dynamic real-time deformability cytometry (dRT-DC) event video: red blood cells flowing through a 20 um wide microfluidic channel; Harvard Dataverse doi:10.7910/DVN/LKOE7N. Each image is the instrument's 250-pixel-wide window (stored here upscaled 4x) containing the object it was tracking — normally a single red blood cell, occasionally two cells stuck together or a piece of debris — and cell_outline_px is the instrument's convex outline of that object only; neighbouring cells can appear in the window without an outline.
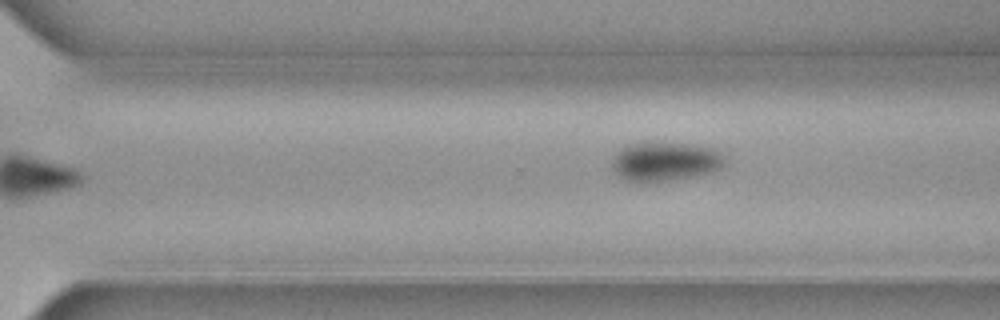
{"species": "common noctule bat (a hibernating species)", "species_latin": "Nyctalus noctula", "temperature_condition": "cold", "stored_images_in_passage": 12, "camera_frame_rate_fps": 3000, "um_per_image_px": 0.085, "animal": {"sex": "female", "body_mass_g": 19.3, "forearm_length_mm": 54.1}, "frame": {"image": 1, "passage_image": 12, "time_ms": 3.667, "image_size_px": [1000, 320], "cell_outline_px": [[724, 164], [720, 168], [712, 172], [692, 176], [668, 180], [640, 184], [624, 180], [612, 168], [612, 156], [620, 148], [628, 144], [692, 144], [712, 148], [720, 152], [724, 156]], "centroid_in_image_um": [56.49, 13.76], "position_along_channel_um": 314.1, "area_um2": 25.55}}